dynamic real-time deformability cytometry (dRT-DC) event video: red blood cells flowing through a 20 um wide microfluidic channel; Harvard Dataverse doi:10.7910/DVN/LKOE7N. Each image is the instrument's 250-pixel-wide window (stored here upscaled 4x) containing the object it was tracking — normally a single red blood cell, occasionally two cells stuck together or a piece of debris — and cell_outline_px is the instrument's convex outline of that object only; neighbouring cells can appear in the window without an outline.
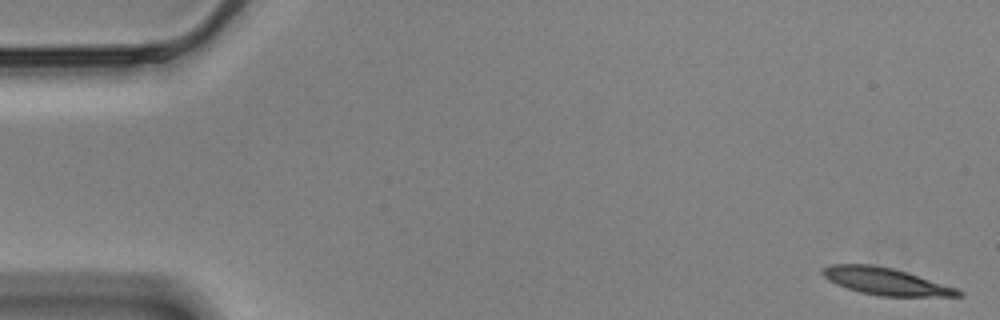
{"species": "Egyptian fruit bat (a non-hibernating species)", "species_latin": "Rousettus aegyptiacus", "temperature_condition": "cold", "stored_images_in_passage": 52, "camera_frame_rate_fps": 3000, "um_per_image_px": 0.085, "animal": {"sex": "male"}, "frame": {"image": 1, "passage_image": 1, "time_ms": 0.0, "image_size_px": [1000, 320], "cell_outline_px": [[964, 296], [880, 296], [860, 292], [836, 284], [828, 280], [820, 272], [824, 268], [832, 264], [872, 264], [892, 268], [956, 288], [964, 292]], "centroid_in_image_um": [75.26, 23.92], "position_along_channel_um": 9.7, "area_um2": 21.1}}
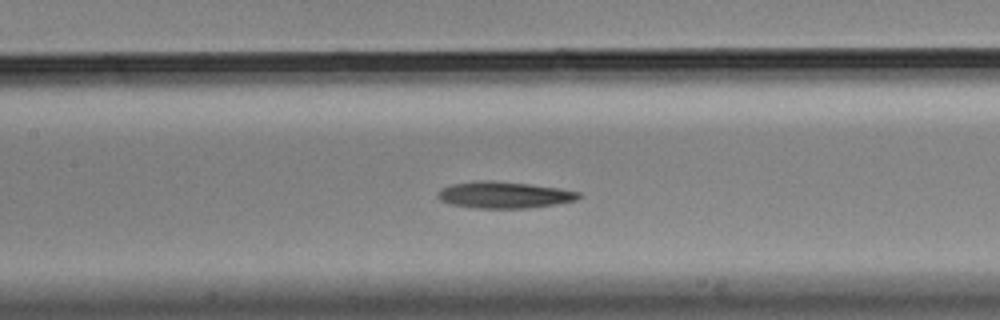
{"frame": {"image": 2, "passage_image": 26, "time_ms": 8.333, "image_size_px": [1000, 320], "cell_outline_px": [[584, 196], [576, 200], [556, 204], [528, 208], [476, 208], [452, 204], [440, 200], [436, 196], [436, 192], [440, 188], [452, 184], [480, 180], [496, 180], [560, 188], [580, 192]], "centroid_in_image_um": [42.85, 16.56], "position_along_channel_um": 164.5, "area_um2": 22.02}}
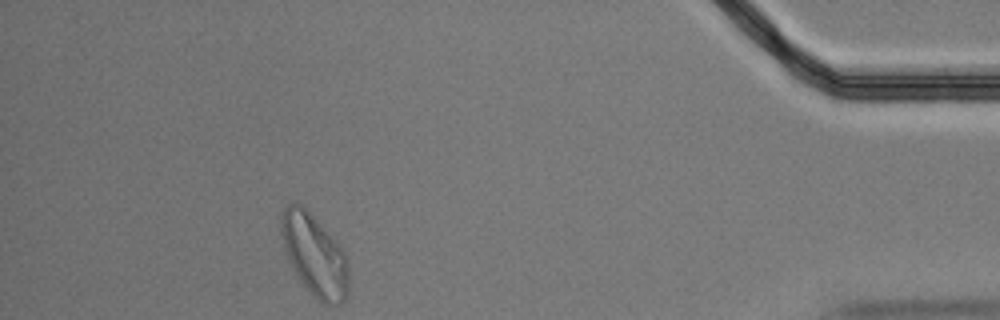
{"frame": {"image": 3, "passage_image": 52, "time_ms": 17.0, "image_size_px": [1000, 320], "cell_outline_px": [[348, 292], [344, 300], [340, 304], [324, 304], [316, 300], [300, 280], [284, 248], [280, 228], [280, 216], [284, 208], [288, 204], [304, 204], [344, 252], [348, 264]], "centroid_in_image_um": [26.73, 21.68], "position_along_channel_um": 408.5, "area_um2": 31.79}, "authors_computed_cell_mechanics": {"area_um2": 21.7328, "velocity_mm_per_s": 3.4388, "shape_relaxation_time_tau1_ms": 7.0488, "shape_relaxation_time_tau2_ms": null, "deformation_change_tau1": 0.2415, "deformation_change_tau2": null}}